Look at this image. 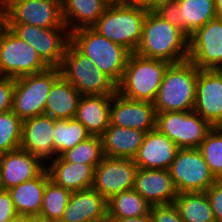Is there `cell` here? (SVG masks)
<instances>
[{
  "instance_id": "1",
  "label": "cell",
  "mask_w": 222,
  "mask_h": 222,
  "mask_svg": "<svg viewBox=\"0 0 222 222\" xmlns=\"http://www.w3.org/2000/svg\"><path fill=\"white\" fill-rule=\"evenodd\" d=\"M189 37L151 9L143 22L142 37L134 53L176 64L188 60Z\"/></svg>"
},
{
  "instance_id": "2",
  "label": "cell",
  "mask_w": 222,
  "mask_h": 222,
  "mask_svg": "<svg viewBox=\"0 0 222 222\" xmlns=\"http://www.w3.org/2000/svg\"><path fill=\"white\" fill-rule=\"evenodd\" d=\"M150 9L146 5L110 3L92 28L134 53L140 43L143 22Z\"/></svg>"
},
{
  "instance_id": "3",
  "label": "cell",
  "mask_w": 222,
  "mask_h": 222,
  "mask_svg": "<svg viewBox=\"0 0 222 222\" xmlns=\"http://www.w3.org/2000/svg\"><path fill=\"white\" fill-rule=\"evenodd\" d=\"M198 71L189 60L170 64L153 102L156 113L193 111Z\"/></svg>"
},
{
  "instance_id": "4",
  "label": "cell",
  "mask_w": 222,
  "mask_h": 222,
  "mask_svg": "<svg viewBox=\"0 0 222 222\" xmlns=\"http://www.w3.org/2000/svg\"><path fill=\"white\" fill-rule=\"evenodd\" d=\"M70 42L93 64L118 84L131 52L96 32L84 27L70 33Z\"/></svg>"
},
{
  "instance_id": "5",
  "label": "cell",
  "mask_w": 222,
  "mask_h": 222,
  "mask_svg": "<svg viewBox=\"0 0 222 222\" xmlns=\"http://www.w3.org/2000/svg\"><path fill=\"white\" fill-rule=\"evenodd\" d=\"M169 62L131 53L117 93L130 100L154 102Z\"/></svg>"
},
{
  "instance_id": "6",
  "label": "cell",
  "mask_w": 222,
  "mask_h": 222,
  "mask_svg": "<svg viewBox=\"0 0 222 222\" xmlns=\"http://www.w3.org/2000/svg\"><path fill=\"white\" fill-rule=\"evenodd\" d=\"M59 68L61 76L81 95H112L117 92V84L71 42Z\"/></svg>"
},
{
  "instance_id": "7",
  "label": "cell",
  "mask_w": 222,
  "mask_h": 222,
  "mask_svg": "<svg viewBox=\"0 0 222 222\" xmlns=\"http://www.w3.org/2000/svg\"><path fill=\"white\" fill-rule=\"evenodd\" d=\"M61 77L58 67L15 78L12 111L21 119L44 115L47 96Z\"/></svg>"
},
{
  "instance_id": "8",
  "label": "cell",
  "mask_w": 222,
  "mask_h": 222,
  "mask_svg": "<svg viewBox=\"0 0 222 222\" xmlns=\"http://www.w3.org/2000/svg\"><path fill=\"white\" fill-rule=\"evenodd\" d=\"M49 66L37 51L7 26L0 33V76L18 78L42 72Z\"/></svg>"
},
{
  "instance_id": "9",
  "label": "cell",
  "mask_w": 222,
  "mask_h": 222,
  "mask_svg": "<svg viewBox=\"0 0 222 222\" xmlns=\"http://www.w3.org/2000/svg\"><path fill=\"white\" fill-rule=\"evenodd\" d=\"M169 173L178 193L205 192L217 180L198 148L178 149Z\"/></svg>"
},
{
  "instance_id": "10",
  "label": "cell",
  "mask_w": 222,
  "mask_h": 222,
  "mask_svg": "<svg viewBox=\"0 0 222 222\" xmlns=\"http://www.w3.org/2000/svg\"><path fill=\"white\" fill-rule=\"evenodd\" d=\"M213 126L193 111L156 113V129L179 149L199 148Z\"/></svg>"
},
{
  "instance_id": "11",
  "label": "cell",
  "mask_w": 222,
  "mask_h": 222,
  "mask_svg": "<svg viewBox=\"0 0 222 222\" xmlns=\"http://www.w3.org/2000/svg\"><path fill=\"white\" fill-rule=\"evenodd\" d=\"M20 39L26 41L49 67H60L70 42V32L62 27L42 28L30 24H6Z\"/></svg>"
},
{
  "instance_id": "12",
  "label": "cell",
  "mask_w": 222,
  "mask_h": 222,
  "mask_svg": "<svg viewBox=\"0 0 222 222\" xmlns=\"http://www.w3.org/2000/svg\"><path fill=\"white\" fill-rule=\"evenodd\" d=\"M3 8L6 24H30L42 28L64 25L61 0H7Z\"/></svg>"
},
{
  "instance_id": "13",
  "label": "cell",
  "mask_w": 222,
  "mask_h": 222,
  "mask_svg": "<svg viewBox=\"0 0 222 222\" xmlns=\"http://www.w3.org/2000/svg\"><path fill=\"white\" fill-rule=\"evenodd\" d=\"M188 60L198 69L222 66V17H216L189 37Z\"/></svg>"
},
{
  "instance_id": "14",
  "label": "cell",
  "mask_w": 222,
  "mask_h": 222,
  "mask_svg": "<svg viewBox=\"0 0 222 222\" xmlns=\"http://www.w3.org/2000/svg\"><path fill=\"white\" fill-rule=\"evenodd\" d=\"M137 169L134 159L104 156L94 168L92 188L108 200L133 189Z\"/></svg>"
},
{
  "instance_id": "15",
  "label": "cell",
  "mask_w": 222,
  "mask_h": 222,
  "mask_svg": "<svg viewBox=\"0 0 222 222\" xmlns=\"http://www.w3.org/2000/svg\"><path fill=\"white\" fill-rule=\"evenodd\" d=\"M148 132L156 129V110L153 102L130 100L119 93L112 94L110 124Z\"/></svg>"
},
{
  "instance_id": "16",
  "label": "cell",
  "mask_w": 222,
  "mask_h": 222,
  "mask_svg": "<svg viewBox=\"0 0 222 222\" xmlns=\"http://www.w3.org/2000/svg\"><path fill=\"white\" fill-rule=\"evenodd\" d=\"M55 119L47 115L22 120L20 148L30 152L44 165L57 157L54 150Z\"/></svg>"
},
{
  "instance_id": "17",
  "label": "cell",
  "mask_w": 222,
  "mask_h": 222,
  "mask_svg": "<svg viewBox=\"0 0 222 222\" xmlns=\"http://www.w3.org/2000/svg\"><path fill=\"white\" fill-rule=\"evenodd\" d=\"M193 110L213 127L222 125V75L218 70L199 69Z\"/></svg>"
},
{
  "instance_id": "18",
  "label": "cell",
  "mask_w": 222,
  "mask_h": 222,
  "mask_svg": "<svg viewBox=\"0 0 222 222\" xmlns=\"http://www.w3.org/2000/svg\"><path fill=\"white\" fill-rule=\"evenodd\" d=\"M133 189L151 206L174 203L178 192L169 170L138 168Z\"/></svg>"
},
{
  "instance_id": "19",
  "label": "cell",
  "mask_w": 222,
  "mask_h": 222,
  "mask_svg": "<svg viewBox=\"0 0 222 222\" xmlns=\"http://www.w3.org/2000/svg\"><path fill=\"white\" fill-rule=\"evenodd\" d=\"M177 145L157 129L145 133L134 162L138 168L169 170Z\"/></svg>"
},
{
  "instance_id": "20",
  "label": "cell",
  "mask_w": 222,
  "mask_h": 222,
  "mask_svg": "<svg viewBox=\"0 0 222 222\" xmlns=\"http://www.w3.org/2000/svg\"><path fill=\"white\" fill-rule=\"evenodd\" d=\"M44 165L30 152L21 148L0 154V169L5 190L37 177Z\"/></svg>"
},
{
  "instance_id": "21",
  "label": "cell",
  "mask_w": 222,
  "mask_h": 222,
  "mask_svg": "<svg viewBox=\"0 0 222 222\" xmlns=\"http://www.w3.org/2000/svg\"><path fill=\"white\" fill-rule=\"evenodd\" d=\"M107 219V200L92 187L72 192L59 222H91Z\"/></svg>"
},
{
  "instance_id": "22",
  "label": "cell",
  "mask_w": 222,
  "mask_h": 222,
  "mask_svg": "<svg viewBox=\"0 0 222 222\" xmlns=\"http://www.w3.org/2000/svg\"><path fill=\"white\" fill-rule=\"evenodd\" d=\"M112 95H82L75 118L91 136H102L110 124Z\"/></svg>"
},
{
  "instance_id": "23",
  "label": "cell",
  "mask_w": 222,
  "mask_h": 222,
  "mask_svg": "<svg viewBox=\"0 0 222 222\" xmlns=\"http://www.w3.org/2000/svg\"><path fill=\"white\" fill-rule=\"evenodd\" d=\"M50 180L71 192L92 187L94 169L82 163H70L60 156L46 165Z\"/></svg>"
},
{
  "instance_id": "24",
  "label": "cell",
  "mask_w": 222,
  "mask_h": 222,
  "mask_svg": "<svg viewBox=\"0 0 222 222\" xmlns=\"http://www.w3.org/2000/svg\"><path fill=\"white\" fill-rule=\"evenodd\" d=\"M145 132L117 125H109L102 138L103 155L134 159L142 145Z\"/></svg>"
},
{
  "instance_id": "25",
  "label": "cell",
  "mask_w": 222,
  "mask_h": 222,
  "mask_svg": "<svg viewBox=\"0 0 222 222\" xmlns=\"http://www.w3.org/2000/svg\"><path fill=\"white\" fill-rule=\"evenodd\" d=\"M49 179L45 168L37 177L8 190L18 215L39 216L45 186Z\"/></svg>"
},
{
  "instance_id": "26",
  "label": "cell",
  "mask_w": 222,
  "mask_h": 222,
  "mask_svg": "<svg viewBox=\"0 0 222 222\" xmlns=\"http://www.w3.org/2000/svg\"><path fill=\"white\" fill-rule=\"evenodd\" d=\"M110 3L108 0H61L64 24L70 33L92 27Z\"/></svg>"
},
{
  "instance_id": "27",
  "label": "cell",
  "mask_w": 222,
  "mask_h": 222,
  "mask_svg": "<svg viewBox=\"0 0 222 222\" xmlns=\"http://www.w3.org/2000/svg\"><path fill=\"white\" fill-rule=\"evenodd\" d=\"M81 94L62 76L53 84L47 96L44 115L53 119L75 118Z\"/></svg>"
},
{
  "instance_id": "28",
  "label": "cell",
  "mask_w": 222,
  "mask_h": 222,
  "mask_svg": "<svg viewBox=\"0 0 222 222\" xmlns=\"http://www.w3.org/2000/svg\"><path fill=\"white\" fill-rule=\"evenodd\" d=\"M180 8L179 29L188 37L218 17L214 0H175Z\"/></svg>"
},
{
  "instance_id": "29",
  "label": "cell",
  "mask_w": 222,
  "mask_h": 222,
  "mask_svg": "<svg viewBox=\"0 0 222 222\" xmlns=\"http://www.w3.org/2000/svg\"><path fill=\"white\" fill-rule=\"evenodd\" d=\"M174 204L184 222H215L205 192L178 193Z\"/></svg>"
},
{
  "instance_id": "30",
  "label": "cell",
  "mask_w": 222,
  "mask_h": 222,
  "mask_svg": "<svg viewBox=\"0 0 222 222\" xmlns=\"http://www.w3.org/2000/svg\"><path fill=\"white\" fill-rule=\"evenodd\" d=\"M151 205L134 189L107 200V218H128L150 214Z\"/></svg>"
},
{
  "instance_id": "31",
  "label": "cell",
  "mask_w": 222,
  "mask_h": 222,
  "mask_svg": "<svg viewBox=\"0 0 222 222\" xmlns=\"http://www.w3.org/2000/svg\"><path fill=\"white\" fill-rule=\"evenodd\" d=\"M89 137L90 133L76 118L55 119L54 150L57 157Z\"/></svg>"
},
{
  "instance_id": "32",
  "label": "cell",
  "mask_w": 222,
  "mask_h": 222,
  "mask_svg": "<svg viewBox=\"0 0 222 222\" xmlns=\"http://www.w3.org/2000/svg\"><path fill=\"white\" fill-rule=\"evenodd\" d=\"M71 193L70 190L56 185L49 179L45 186L39 216L50 222H59L63 217Z\"/></svg>"
},
{
  "instance_id": "33",
  "label": "cell",
  "mask_w": 222,
  "mask_h": 222,
  "mask_svg": "<svg viewBox=\"0 0 222 222\" xmlns=\"http://www.w3.org/2000/svg\"><path fill=\"white\" fill-rule=\"evenodd\" d=\"M60 157L64 161L90 165L94 169L104 157L102 138L100 136H91L63 152Z\"/></svg>"
},
{
  "instance_id": "34",
  "label": "cell",
  "mask_w": 222,
  "mask_h": 222,
  "mask_svg": "<svg viewBox=\"0 0 222 222\" xmlns=\"http://www.w3.org/2000/svg\"><path fill=\"white\" fill-rule=\"evenodd\" d=\"M198 149L215 177L222 178V127H213Z\"/></svg>"
},
{
  "instance_id": "35",
  "label": "cell",
  "mask_w": 222,
  "mask_h": 222,
  "mask_svg": "<svg viewBox=\"0 0 222 222\" xmlns=\"http://www.w3.org/2000/svg\"><path fill=\"white\" fill-rule=\"evenodd\" d=\"M22 120L12 111L0 114V154L20 148Z\"/></svg>"
},
{
  "instance_id": "36",
  "label": "cell",
  "mask_w": 222,
  "mask_h": 222,
  "mask_svg": "<svg viewBox=\"0 0 222 222\" xmlns=\"http://www.w3.org/2000/svg\"><path fill=\"white\" fill-rule=\"evenodd\" d=\"M151 10L160 18L179 28L180 8L175 0L157 2L151 7Z\"/></svg>"
},
{
  "instance_id": "37",
  "label": "cell",
  "mask_w": 222,
  "mask_h": 222,
  "mask_svg": "<svg viewBox=\"0 0 222 222\" xmlns=\"http://www.w3.org/2000/svg\"><path fill=\"white\" fill-rule=\"evenodd\" d=\"M151 222H184L174 203L153 205L150 208Z\"/></svg>"
},
{
  "instance_id": "38",
  "label": "cell",
  "mask_w": 222,
  "mask_h": 222,
  "mask_svg": "<svg viewBox=\"0 0 222 222\" xmlns=\"http://www.w3.org/2000/svg\"><path fill=\"white\" fill-rule=\"evenodd\" d=\"M205 193L209 199L215 222H222V178H218Z\"/></svg>"
},
{
  "instance_id": "39",
  "label": "cell",
  "mask_w": 222,
  "mask_h": 222,
  "mask_svg": "<svg viewBox=\"0 0 222 222\" xmlns=\"http://www.w3.org/2000/svg\"><path fill=\"white\" fill-rule=\"evenodd\" d=\"M15 78L0 76V114L12 110Z\"/></svg>"
},
{
  "instance_id": "40",
  "label": "cell",
  "mask_w": 222,
  "mask_h": 222,
  "mask_svg": "<svg viewBox=\"0 0 222 222\" xmlns=\"http://www.w3.org/2000/svg\"><path fill=\"white\" fill-rule=\"evenodd\" d=\"M18 213L8 190L0 192V222H10Z\"/></svg>"
},
{
  "instance_id": "41",
  "label": "cell",
  "mask_w": 222,
  "mask_h": 222,
  "mask_svg": "<svg viewBox=\"0 0 222 222\" xmlns=\"http://www.w3.org/2000/svg\"><path fill=\"white\" fill-rule=\"evenodd\" d=\"M110 222H151V215L128 218H107Z\"/></svg>"
},
{
  "instance_id": "42",
  "label": "cell",
  "mask_w": 222,
  "mask_h": 222,
  "mask_svg": "<svg viewBox=\"0 0 222 222\" xmlns=\"http://www.w3.org/2000/svg\"><path fill=\"white\" fill-rule=\"evenodd\" d=\"M124 4H139L146 5L151 8V0H123Z\"/></svg>"
},
{
  "instance_id": "43",
  "label": "cell",
  "mask_w": 222,
  "mask_h": 222,
  "mask_svg": "<svg viewBox=\"0 0 222 222\" xmlns=\"http://www.w3.org/2000/svg\"><path fill=\"white\" fill-rule=\"evenodd\" d=\"M5 26H6V23H5L4 8H3V4H0V33Z\"/></svg>"
},
{
  "instance_id": "44",
  "label": "cell",
  "mask_w": 222,
  "mask_h": 222,
  "mask_svg": "<svg viewBox=\"0 0 222 222\" xmlns=\"http://www.w3.org/2000/svg\"><path fill=\"white\" fill-rule=\"evenodd\" d=\"M26 222H50L40 216H26Z\"/></svg>"
},
{
  "instance_id": "45",
  "label": "cell",
  "mask_w": 222,
  "mask_h": 222,
  "mask_svg": "<svg viewBox=\"0 0 222 222\" xmlns=\"http://www.w3.org/2000/svg\"><path fill=\"white\" fill-rule=\"evenodd\" d=\"M214 1L218 16L222 17V0H214Z\"/></svg>"
},
{
  "instance_id": "46",
  "label": "cell",
  "mask_w": 222,
  "mask_h": 222,
  "mask_svg": "<svg viewBox=\"0 0 222 222\" xmlns=\"http://www.w3.org/2000/svg\"><path fill=\"white\" fill-rule=\"evenodd\" d=\"M10 222H26V215H17Z\"/></svg>"
},
{
  "instance_id": "47",
  "label": "cell",
  "mask_w": 222,
  "mask_h": 222,
  "mask_svg": "<svg viewBox=\"0 0 222 222\" xmlns=\"http://www.w3.org/2000/svg\"><path fill=\"white\" fill-rule=\"evenodd\" d=\"M4 190H5V188H4V186H3L2 174H1V169H0V192H1V191H4Z\"/></svg>"
},
{
  "instance_id": "48",
  "label": "cell",
  "mask_w": 222,
  "mask_h": 222,
  "mask_svg": "<svg viewBox=\"0 0 222 222\" xmlns=\"http://www.w3.org/2000/svg\"><path fill=\"white\" fill-rule=\"evenodd\" d=\"M160 1H169V0H151V7L156 4L157 2H160Z\"/></svg>"
},
{
  "instance_id": "49",
  "label": "cell",
  "mask_w": 222,
  "mask_h": 222,
  "mask_svg": "<svg viewBox=\"0 0 222 222\" xmlns=\"http://www.w3.org/2000/svg\"><path fill=\"white\" fill-rule=\"evenodd\" d=\"M91 222H110L108 219H103V220H96V221H91Z\"/></svg>"
},
{
  "instance_id": "50",
  "label": "cell",
  "mask_w": 222,
  "mask_h": 222,
  "mask_svg": "<svg viewBox=\"0 0 222 222\" xmlns=\"http://www.w3.org/2000/svg\"><path fill=\"white\" fill-rule=\"evenodd\" d=\"M109 2H111V3H114V2H121V3H123V0H108Z\"/></svg>"
},
{
  "instance_id": "51",
  "label": "cell",
  "mask_w": 222,
  "mask_h": 222,
  "mask_svg": "<svg viewBox=\"0 0 222 222\" xmlns=\"http://www.w3.org/2000/svg\"><path fill=\"white\" fill-rule=\"evenodd\" d=\"M217 70H218V71L220 72V74L222 75V66L219 67Z\"/></svg>"
},
{
  "instance_id": "52",
  "label": "cell",
  "mask_w": 222,
  "mask_h": 222,
  "mask_svg": "<svg viewBox=\"0 0 222 222\" xmlns=\"http://www.w3.org/2000/svg\"><path fill=\"white\" fill-rule=\"evenodd\" d=\"M7 0H0V4H4Z\"/></svg>"
}]
</instances>
